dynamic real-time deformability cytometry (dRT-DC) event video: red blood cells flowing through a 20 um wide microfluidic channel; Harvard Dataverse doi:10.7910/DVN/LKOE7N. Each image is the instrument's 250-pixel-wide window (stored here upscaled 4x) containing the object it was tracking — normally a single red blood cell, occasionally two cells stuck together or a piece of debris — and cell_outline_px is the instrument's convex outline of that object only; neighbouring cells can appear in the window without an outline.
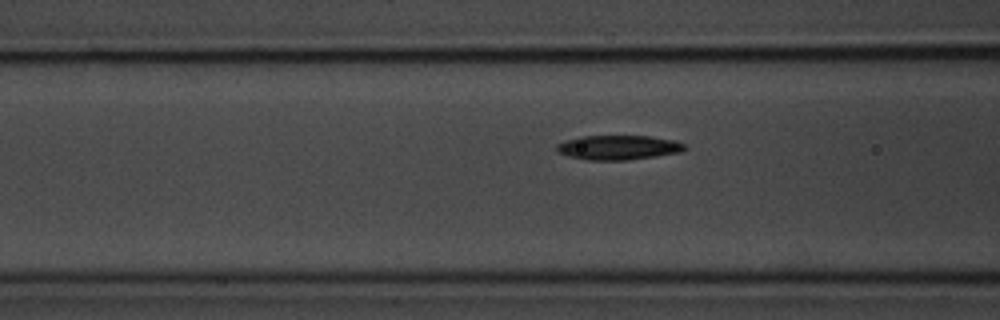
{"species": "common noctule bat (a hibernating species)", "species_latin": "Nyctalus noctula", "temperature_condition": "room temperature", "stored_images_in_passage": 20, "camera_frame_rate_fps": 3000, "um_per_image_px": 0.085, "animal": {"sex": "male", "body_mass_g": 20.1, "forearm_length_mm": 53.5}, "frame": {"image": 1, "passage_image": 17, "time_ms": 5.333, "image_size_px": [1000, 320], "cell_outline_px": [[688, 148], [680, 152], [656, 156], [628, 160], [588, 160], [568, 156], [556, 152], [556, 144], [564, 140], [580, 136], [648, 136], [676, 140], [684, 144]], "centroid_in_image_um": [52.53, 12.53], "position_along_channel_um": 114.1, "area_um2": 18.44}}